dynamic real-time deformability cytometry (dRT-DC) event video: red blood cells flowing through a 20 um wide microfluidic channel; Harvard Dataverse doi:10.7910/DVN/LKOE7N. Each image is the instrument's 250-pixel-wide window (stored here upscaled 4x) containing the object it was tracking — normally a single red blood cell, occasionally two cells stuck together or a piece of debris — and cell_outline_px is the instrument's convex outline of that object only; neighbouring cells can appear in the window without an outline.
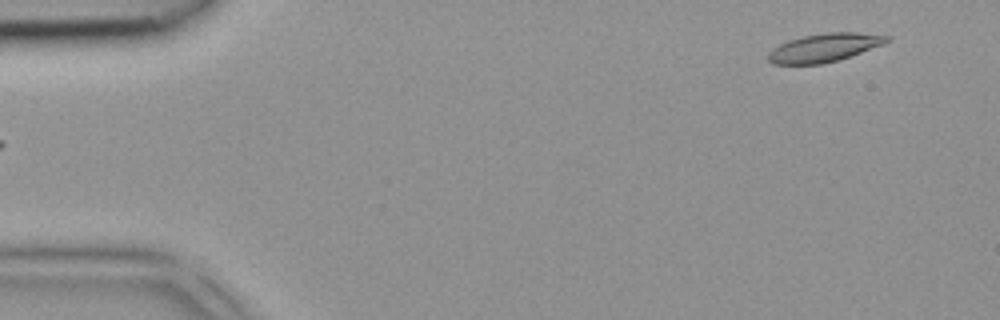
{"species": "common noctule bat (a hibernating species)", "species_latin": "Nyctalus noctula", "temperature_condition": "room temperature", "stored_images_in_passage": 5, "segment_of_instrument_passage": [2, 2], "camera_frame_rate_fps": 3000, "um_per_image_px": 0.085, "animal": {"sex": "female", "body_mass_g": 18.4}, "frame": {"image": 1, "passage_image": 5, "time_ms": 1.333, "image_size_px": [1000, 320], "cell_outline_px": [[892, 40], [884, 44], [840, 60], [820, 64], [772, 64], [768, 60], [768, 52], [772, 48], [788, 40], [804, 36], [828, 32], [856, 32], [888, 36]], "centroid_in_image_um": [70.07, 4.05], "position_along_channel_um": 14.9, "area_um2": 19.65}}